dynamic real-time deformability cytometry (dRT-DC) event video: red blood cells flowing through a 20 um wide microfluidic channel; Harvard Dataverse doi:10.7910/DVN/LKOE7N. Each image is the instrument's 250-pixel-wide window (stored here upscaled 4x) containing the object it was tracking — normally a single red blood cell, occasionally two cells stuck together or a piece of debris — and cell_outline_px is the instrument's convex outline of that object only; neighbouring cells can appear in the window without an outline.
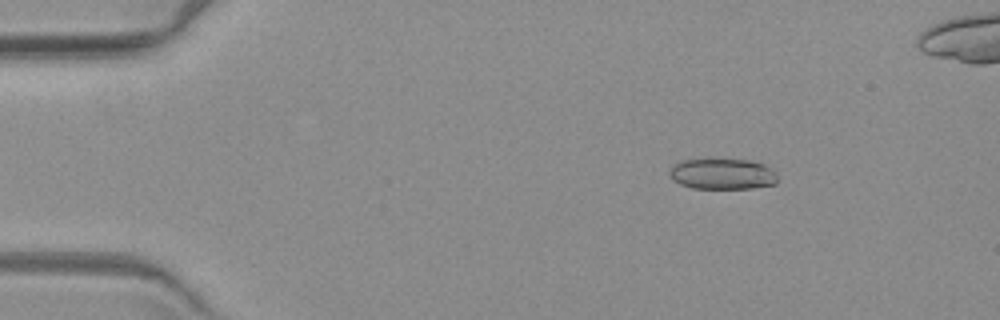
{"species": "common noctule bat (a hibernating species)", "species_latin": "Nyctalus noctula", "temperature_condition": "warm", "stored_images_in_passage": 5, "camera_frame_rate_fps": 3000, "um_per_image_px": 0.085, "animal": {"sex": "female", "body_mass_g": 19.3, "forearm_length_mm": 54.1}, "frame": {"image": 1, "passage_image": 2, "time_ms": 1.333, "image_size_px": [1000, 320], "cell_outline_px": [[776, 184], [752, 188], [692, 188], [680, 184], [668, 172], [676, 164], [684, 160], [712, 156], [748, 160], [764, 164], [776, 172]], "centroid_in_image_um": [61.42, 14.74], "position_along_channel_um": 23.6, "area_um2": 19.88}}